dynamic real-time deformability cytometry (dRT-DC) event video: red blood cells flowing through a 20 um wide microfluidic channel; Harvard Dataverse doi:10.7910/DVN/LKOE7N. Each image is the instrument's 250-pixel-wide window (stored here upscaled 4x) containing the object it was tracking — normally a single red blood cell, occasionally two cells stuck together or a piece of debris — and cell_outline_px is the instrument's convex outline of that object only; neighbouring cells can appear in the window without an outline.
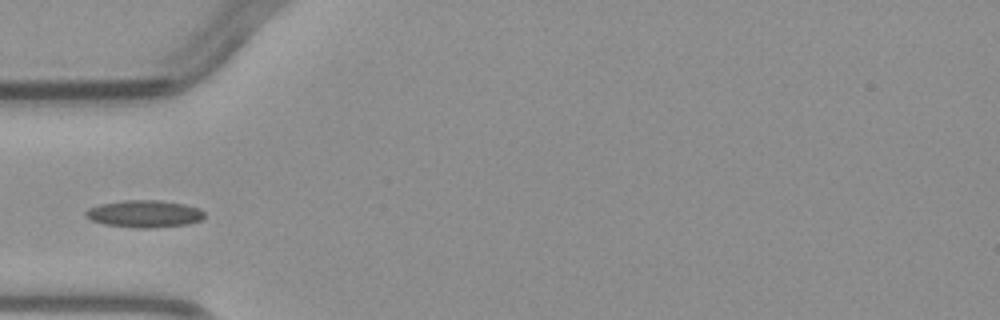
{"species": "common noctule bat (a hibernating species)", "species_latin": "Nyctalus noctula", "temperature_condition": "warm", "stored_images_in_passage": 2, "camera_frame_rate_fps": 3000, "um_per_image_px": 0.085, "animal": {"sex": "male", "body_mass_g": 23.1, "forearm_length_mm": 52.7}, "frame": {"image": 1, "passage_image": 1, "time_ms": 0.0, "image_size_px": [1000, 320], "cell_outline_px": [[204, 216], [200, 220], [188, 224], [148, 228], [140, 228], [104, 224], [92, 220], [84, 216], [84, 212], [88, 208], [100, 204], [124, 200], [160, 200], [184, 204], [200, 208], [204, 212]], "centroid_in_image_um": [12.26, 18.16], "position_along_channel_um": 72.7, "area_um2": 18.79}}
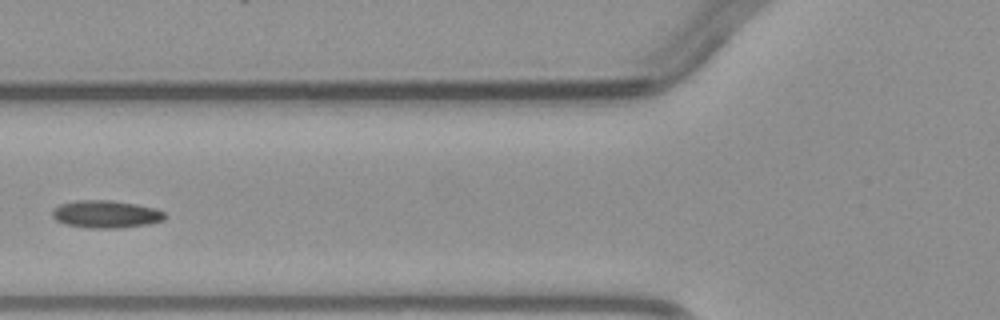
{"frame": {"image": 2, "passage_image": 2, "time_ms": 1.0, "image_size_px": [1000, 320], "cell_outline_px": [[164, 220], [148, 224], [116, 228], [88, 228], [64, 224], [56, 220], [52, 216], [52, 208], [60, 204], [76, 200], [112, 200], [136, 204], [156, 208], [164, 212]], "centroid_in_image_um": [8.97, 18.2], "position_along_channel_um": 116.8, "area_um2": 18.15}}